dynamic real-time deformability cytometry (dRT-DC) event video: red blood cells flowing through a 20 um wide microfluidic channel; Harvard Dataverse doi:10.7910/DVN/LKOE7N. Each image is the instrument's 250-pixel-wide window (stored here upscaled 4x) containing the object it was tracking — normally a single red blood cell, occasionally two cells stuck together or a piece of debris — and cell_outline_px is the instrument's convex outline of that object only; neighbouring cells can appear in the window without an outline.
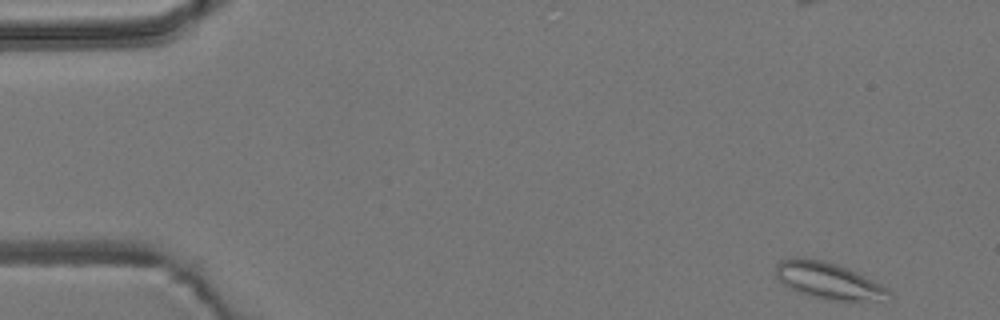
{"species": "common noctule bat (a hibernating species)", "species_latin": "Nyctalus noctula", "temperature_condition": "room temperature", "stored_images_in_passage": 51, "camera_frame_rate_fps": 3000, "um_per_image_px": 0.085, "animal": {"sex": "male", "body_mass_g": 19.2, "forearm_length_mm": 51.8}, "frame": {"image": 1, "passage_image": 1, "time_ms": 0.0, "image_size_px": [1000, 320], "cell_outline_px": [[892, 296], [876, 300], [832, 300], [812, 296], [800, 292], [784, 284], [776, 276], [776, 264], [780, 260], [792, 256], [804, 256], [824, 260], [848, 268], [888, 288]], "centroid_in_image_um": [70.37, 23.81], "position_along_channel_um": 14.6, "area_um2": 23.87}}
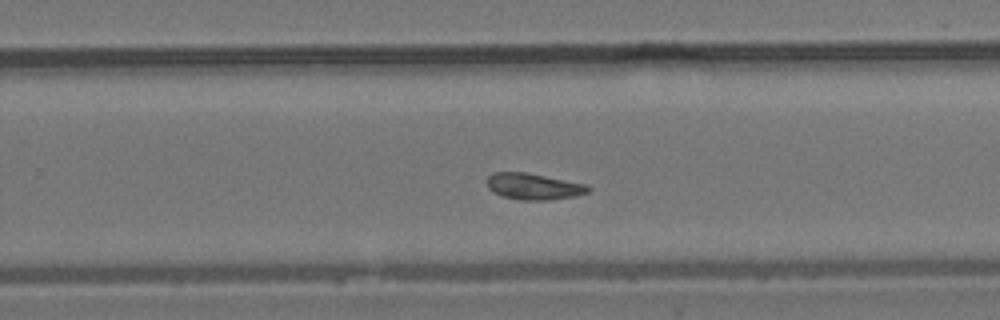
{"frame": {"image": 2, "passage_image": 32, "time_ms": 10.333, "image_size_px": [1000, 320], "cell_outline_px": [[592, 188], [588, 192], [576, 196], [548, 200], [520, 200], [504, 196], [492, 192], [488, 188], [488, 176], [492, 172], [524, 172], [588, 184]], "centroid_in_image_um": [45.38, 15.85], "position_along_channel_um": 284.4, "area_um2": 15.55}}
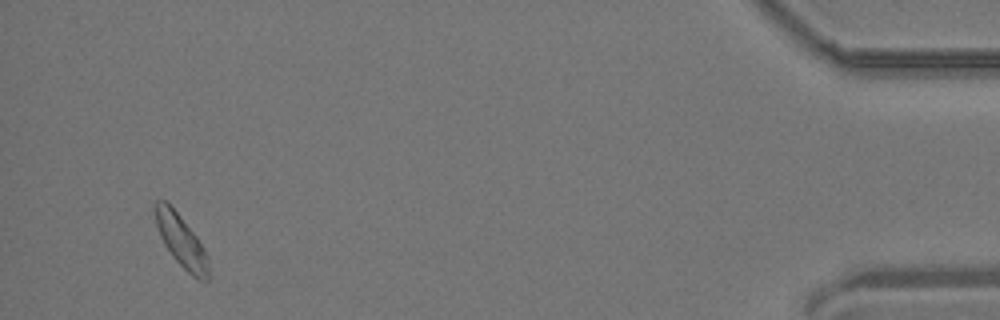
{"frame": {"image": 3, "passage_image": 49, "time_ms": 16.0, "image_size_px": [1000, 320], "cell_outline_px": [[208, 280], [200, 280], [192, 276], [172, 256], [164, 244], [160, 236], [156, 224], [156, 200], [164, 200], [176, 212], [196, 236], [204, 248], [208, 260]], "centroid_in_image_um": [15.42, 20.52], "position_along_channel_um": 419.8, "area_um2": 15.61}, "authors_computed_cell_mechanics": {"area_um2": 15.7794, "velocity_mm_per_s": 3.8043, "shape_relaxation_time_tau1_ms": null, "shape_relaxation_time_tau2_ms": 4.6631, "deformation_change_tau1": null, "deformation_change_tau2": 0.1034}}